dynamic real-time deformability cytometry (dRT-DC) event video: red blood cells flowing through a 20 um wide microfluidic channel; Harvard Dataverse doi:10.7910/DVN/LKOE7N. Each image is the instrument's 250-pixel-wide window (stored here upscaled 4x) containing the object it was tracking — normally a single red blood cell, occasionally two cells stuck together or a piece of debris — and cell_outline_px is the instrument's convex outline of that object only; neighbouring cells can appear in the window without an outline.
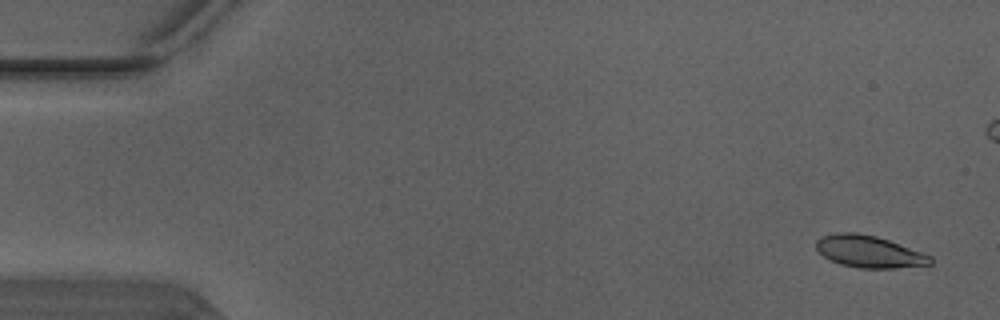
{"species": "Egyptian fruit bat (a non-hibernating species)", "species_latin": "Rousettus aegyptiacus", "temperature_condition": "warm", "stored_images_in_passage": 5, "camera_frame_rate_fps": 3000, "um_per_image_px": 0.085, "animal": {"sex": "male"}, "frame": {"image": 1, "passage_image": 1, "time_ms": 0.0, "image_size_px": [1000, 320], "cell_outline_px": [[932, 264], [892, 268], [860, 268], [840, 264], [824, 256], [816, 248], [816, 240], [820, 236], [836, 232], [856, 232], [876, 236], [924, 252], [932, 256]], "centroid_in_image_um": [73.87, 21.37], "position_along_channel_um": 11.1, "area_um2": 21.33}}
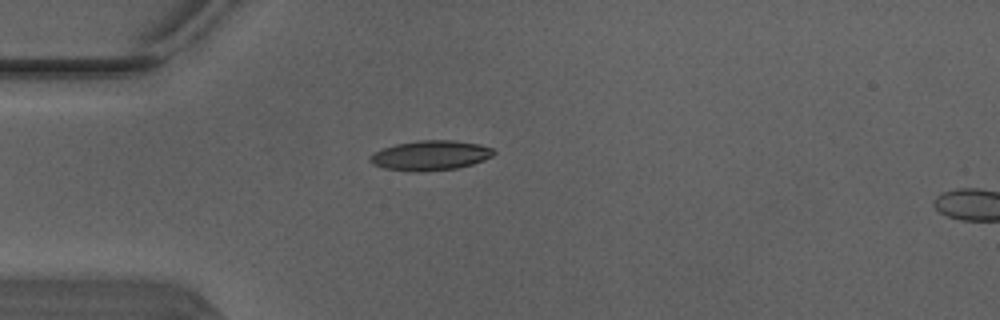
{"frame": {"image": 2, "passage_image": 5, "time_ms": 1.333, "image_size_px": [1000, 320], "cell_outline_px": [[496, 152], [492, 156], [484, 160], [472, 164], [456, 168], [424, 172], [412, 172], [384, 168], [372, 164], [368, 160], [368, 156], [384, 148], [396, 144], [420, 140], [452, 140], [480, 144], [492, 148]], "centroid_in_image_um": [36.58, 13.22], "position_along_channel_um": 48.4, "area_um2": 21.56}}